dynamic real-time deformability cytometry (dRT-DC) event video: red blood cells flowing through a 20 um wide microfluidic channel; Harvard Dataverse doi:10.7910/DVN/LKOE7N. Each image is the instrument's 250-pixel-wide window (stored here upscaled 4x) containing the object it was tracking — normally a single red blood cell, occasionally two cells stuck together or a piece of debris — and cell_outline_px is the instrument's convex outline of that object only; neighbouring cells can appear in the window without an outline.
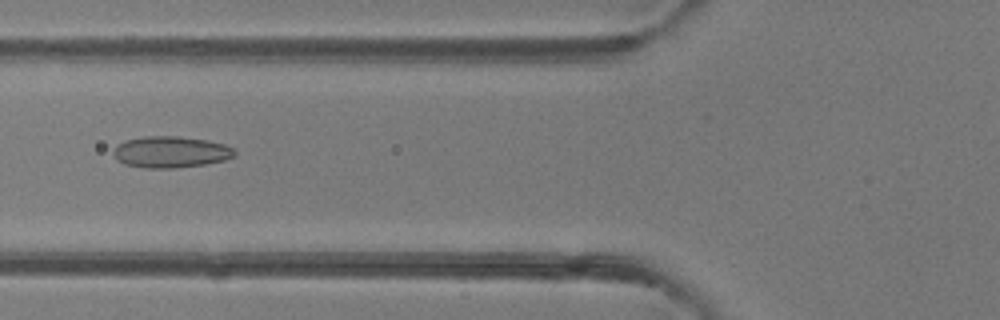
{"species": "common noctule bat (a hibernating species)", "species_latin": "Nyctalus noctula", "temperature_condition": "room temperature", "stored_images_in_passage": 43, "camera_frame_rate_fps": 3000, "um_per_image_px": 0.085, "animal": {"sex": "female"}, "frame": {"image": 1, "passage_image": 13, "time_ms": 4.0, "image_size_px": [1000, 320], "cell_outline_px": [[236, 156], [224, 160], [204, 164], [176, 168], [144, 168], [124, 164], [112, 152], [116, 144], [128, 140], [144, 136], [180, 136], [208, 140], [224, 144], [232, 148], [236, 152]], "centroid_in_image_um": [14.53, 12.91], "position_along_channel_um": 111.3, "area_um2": 22.2}}
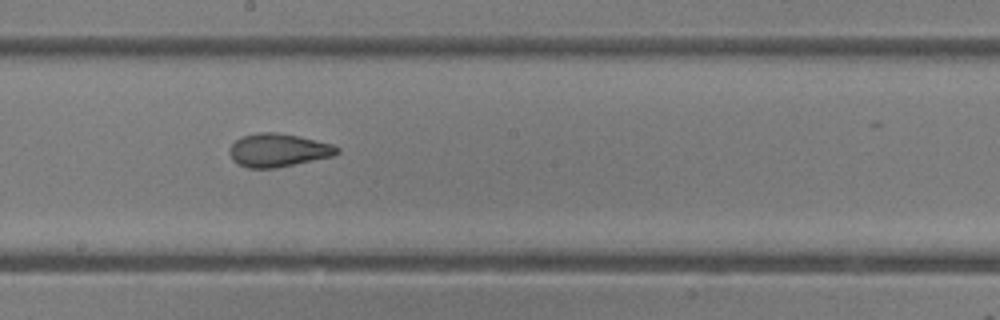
{"frame": {"image": 2, "passage_image": 21, "time_ms": 6.667, "image_size_px": [1000, 320], "cell_outline_px": [[340, 152], [332, 156], [276, 168], [248, 168], [232, 160], [228, 152], [232, 144], [240, 136], [260, 132], [276, 132], [296, 136], [332, 144], [340, 148]], "centroid_in_image_um": [23.62, 12.77], "position_along_channel_um": 224.6, "area_um2": 20.69}}
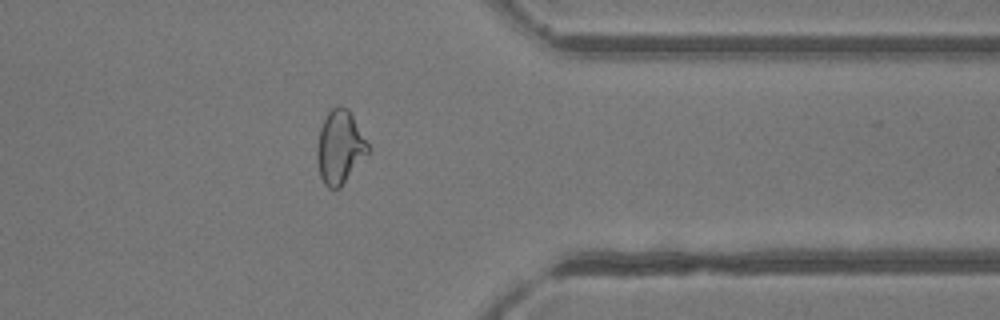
{"frame": {"image": 3, "passage_image": 33, "time_ms": 10.667, "image_size_px": [1000, 320], "cell_outline_px": [[372, 152], [340, 188], [328, 188], [324, 184], [320, 176], [316, 156], [316, 148], [320, 128], [328, 112], [336, 104], [340, 104], [348, 108], [368, 144]], "centroid_in_image_um": [28.9, 12.52], "position_along_channel_um": 382.5, "area_um2": 22.2}, "authors_computed_cell_mechanics": {"area_um2": 22.1952, "velocity_mm_per_s": 4.2439, "shape_relaxation_time_tau1_ms": null, "shape_relaxation_time_tau2_ms": 1.6264, "deformation_change_tau1": null, "deformation_change_tau2": 0.0765}}